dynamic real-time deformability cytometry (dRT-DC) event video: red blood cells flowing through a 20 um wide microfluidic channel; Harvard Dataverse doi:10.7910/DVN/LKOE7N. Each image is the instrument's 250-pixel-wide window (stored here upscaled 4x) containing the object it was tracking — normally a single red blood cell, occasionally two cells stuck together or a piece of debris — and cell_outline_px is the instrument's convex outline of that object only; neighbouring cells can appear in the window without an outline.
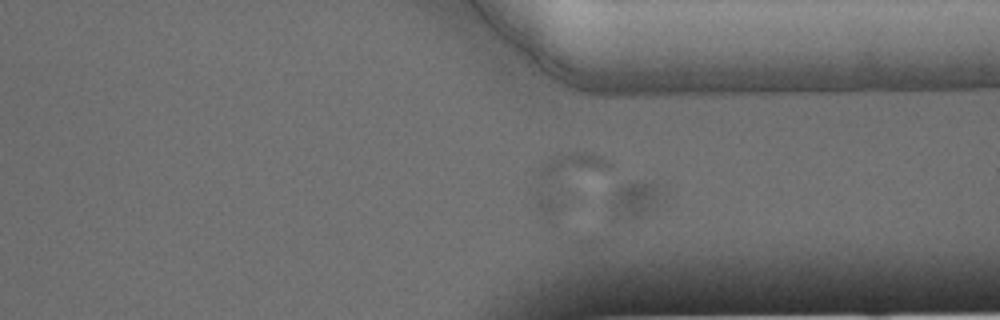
{"species": "Egyptian fruit bat (a non-hibernating species)", "species_latin": "Rousettus aegyptiacus", "temperature_condition": "warm", "stored_images_in_passage": 57, "segment_of_instrument_passage": [2, 3], "camera_frame_rate_fps": 3000, "um_per_image_px": 0.085, "animal": {"sex": "male"}, "frame": {"image": 1, "passage_image": 43, "time_ms": 14.0, "image_size_px": [1000, 320], "cell_outline_px": [[664, 196], [660, 204], [656, 208], [632, 220], [616, 220], [612, 216], [612, 200], [620, 184], [652, 184], [664, 188]], "centroid_in_image_um": [54.04, 17.05], "position_along_channel_um": 357.4, "area_um2": 10.81}}